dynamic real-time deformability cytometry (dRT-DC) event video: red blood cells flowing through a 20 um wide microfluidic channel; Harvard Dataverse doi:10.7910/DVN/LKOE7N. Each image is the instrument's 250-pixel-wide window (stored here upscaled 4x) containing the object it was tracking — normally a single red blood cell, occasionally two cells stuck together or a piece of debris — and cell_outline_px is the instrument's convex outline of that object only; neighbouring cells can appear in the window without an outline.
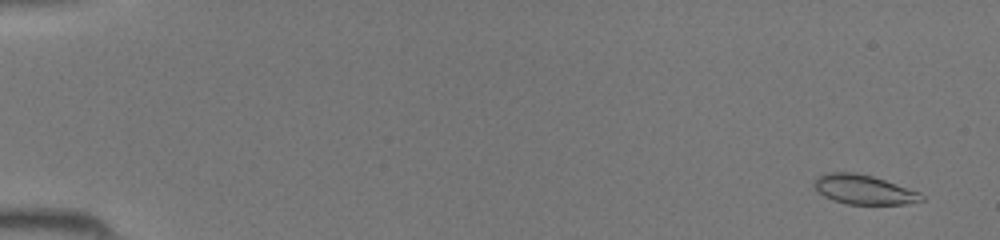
{"species": "common noctule bat (a hibernating species)", "species_latin": "Nyctalus noctula", "temperature_condition": "room temperature", "stored_images_in_passage": 46, "camera_frame_rate_fps": 3000, "um_per_image_px": 0.085, "animal": {"sex": "female", "body_mass_g": 19.5, "forearm_length_mm": 54.1}, "frame": {"image": 1, "passage_image": 3, "time_ms": 0.667, "image_size_px": [1000, 240], "cell_outline_px": [[924, 200], [904, 204], [848, 204], [832, 200], [824, 196], [812, 184], [816, 176], [824, 172], [856, 172], [872, 176], [920, 192], [924, 196]], "centroid_in_image_um": [73.38, 16.1], "position_along_channel_um": 11.6, "area_um2": 18.44}}
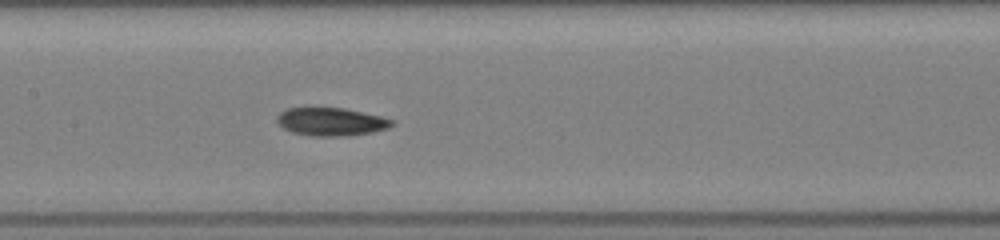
{"frame": {"image": 2, "passage_image": 24, "time_ms": 7.667, "image_size_px": [1000, 240], "cell_outline_px": [[396, 124], [388, 128], [372, 132], [348, 136], [312, 136], [292, 132], [284, 128], [276, 120], [276, 116], [280, 112], [288, 108], [308, 104], [312, 104], [344, 108], [380, 116], [396, 120]], "centroid_in_image_um": [28.11, 10.29], "position_along_channel_um": 179.3, "area_um2": 19.71}}
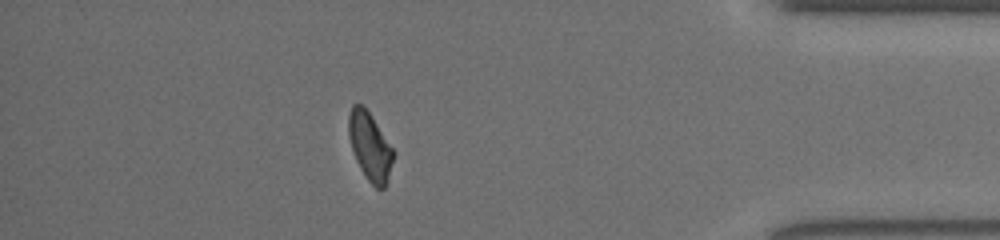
{"frame": {"image": 3, "passage_image": 41, "time_ms": 13.333, "image_size_px": [1000, 240], "cell_outline_px": [[396, 152], [388, 180], [384, 188], [376, 188], [368, 180], [360, 168], [356, 160], [348, 136], [348, 116], [352, 104], [364, 104]], "centroid_in_image_um": [31.46, 12.42], "position_along_channel_um": 403.7, "area_um2": 17.98}}